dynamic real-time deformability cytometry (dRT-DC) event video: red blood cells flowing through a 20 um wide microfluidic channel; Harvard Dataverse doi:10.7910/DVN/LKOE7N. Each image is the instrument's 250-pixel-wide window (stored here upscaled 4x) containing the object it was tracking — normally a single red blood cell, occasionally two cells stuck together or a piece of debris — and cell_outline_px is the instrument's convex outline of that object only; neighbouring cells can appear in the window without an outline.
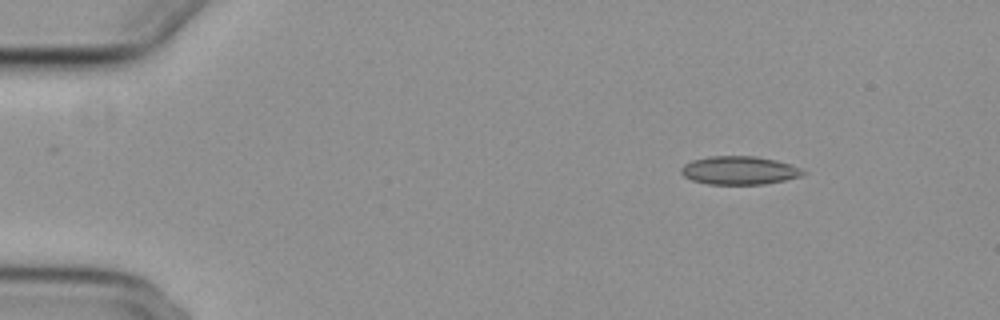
{"species": "common noctule bat (a hibernating species)", "species_latin": "Nyctalus noctula", "temperature_condition": "cold", "stored_images_in_passage": 12, "camera_frame_rate_fps": 3000, "um_per_image_px": 0.085, "animal": {"sex": "female", "body_mass_g": 29.2, "forearm_length_mm": 56.3}, "frame": {"image": 1, "passage_image": 1, "time_ms": 0.0, "image_size_px": [1000, 320], "cell_outline_px": [[808, 172], [804, 176], [764, 184], [708, 184], [692, 180], [684, 176], [680, 172], [680, 168], [684, 164], [692, 160], [708, 156], [756, 156], [776, 160], [800, 168]], "centroid_in_image_um": [62.84, 14.48], "position_along_channel_um": 22.2, "area_um2": 20.23}}
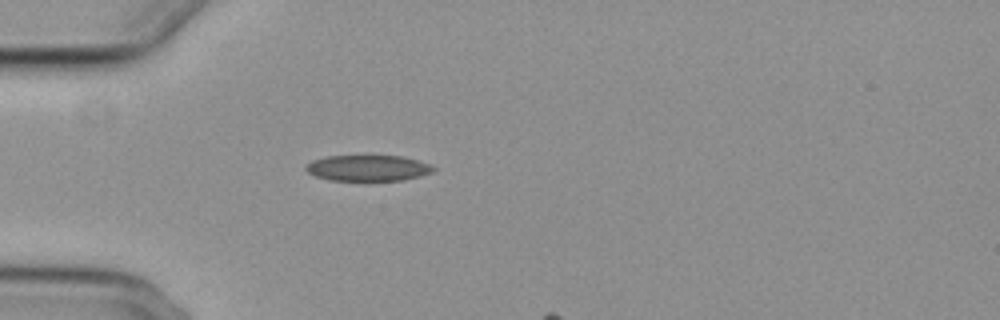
{"frame": {"image": 2, "passage_image": 10, "time_ms": 3.0, "image_size_px": [1000, 320], "cell_outline_px": [[436, 168], [432, 172], [420, 176], [404, 180], [328, 180], [316, 176], [308, 172], [304, 168], [312, 160], [328, 156], [400, 156], [432, 164]], "centroid_in_image_um": [31.29, 14.28], "position_along_channel_um": 53.7, "area_um2": 19.13}}